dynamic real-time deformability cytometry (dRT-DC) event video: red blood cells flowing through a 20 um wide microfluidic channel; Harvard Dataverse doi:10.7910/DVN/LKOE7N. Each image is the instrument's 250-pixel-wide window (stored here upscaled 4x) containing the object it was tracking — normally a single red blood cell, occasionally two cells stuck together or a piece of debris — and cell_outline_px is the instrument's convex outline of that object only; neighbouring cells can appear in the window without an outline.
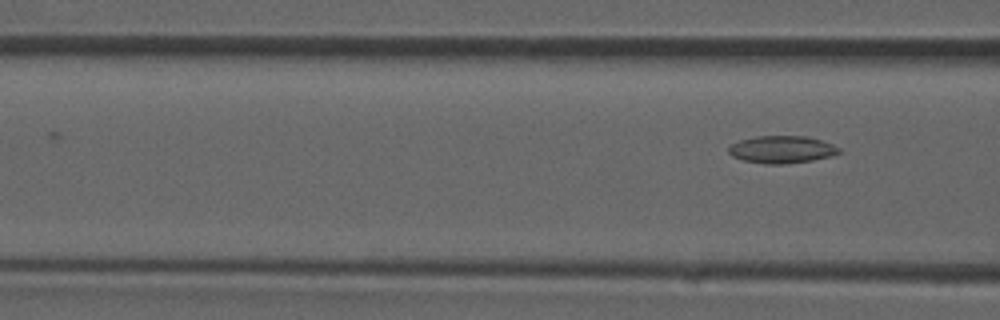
{"species": "common noctule bat (a hibernating species)", "species_latin": "Nyctalus noctula", "temperature_condition": "room temperature", "stored_images_in_passage": 4, "camera_frame_rate_fps": 3000, "um_per_image_px": 0.085, "animal": {"sex": "male", "forearm_length_mm": 52.5}, "frame": {"image": 1, "passage_image": 4, "time_ms": 3.667, "image_size_px": [1000, 320], "cell_outline_px": [[840, 152], [832, 156], [812, 160], [784, 164], [764, 164], [744, 160], [732, 156], [728, 152], [728, 148], [732, 144], [740, 140], [756, 136], [808, 136], [832, 144], [840, 148]], "centroid_in_image_um": [66.45, 12.7], "position_along_channel_um": 100.1, "area_um2": 17.57}}